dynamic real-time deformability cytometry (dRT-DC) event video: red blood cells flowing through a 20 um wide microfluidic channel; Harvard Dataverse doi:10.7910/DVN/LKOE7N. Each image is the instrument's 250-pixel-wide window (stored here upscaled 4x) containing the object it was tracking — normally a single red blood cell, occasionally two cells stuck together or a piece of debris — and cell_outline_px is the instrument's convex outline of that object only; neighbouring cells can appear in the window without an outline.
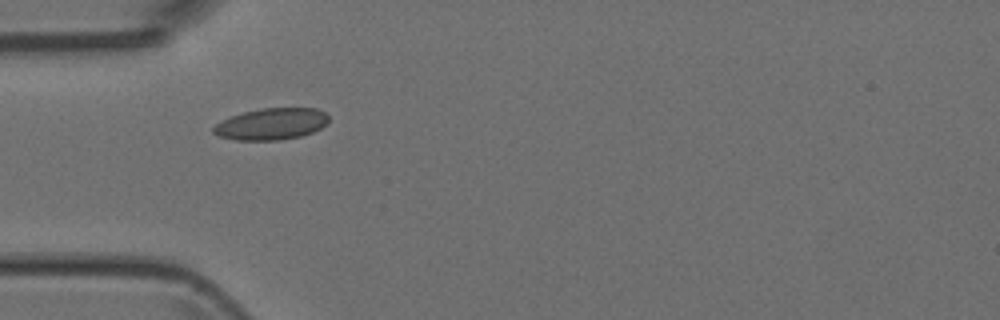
{"species": "Egyptian fruit bat (a non-hibernating species)", "species_latin": "Rousettus aegyptiacus", "temperature_condition": "room temperature", "stored_images_in_passage": 36, "camera_frame_rate_fps": 3000, "um_per_image_px": 0.085, "animal": {"sex": "female"}, "frame": {"image": 1, "passage_image": 1, "time_ms": 0.0, "image_size_px": [1000, 320], "cell_outline_px": [[328, 124], [312, 132], [300, 136], [280, 140], [236, 140], [220, 136], [212, 132], [212, 128], [216, 124], [232, 116], [244, 112], [260, 108], [316, 108], [324, 112], [328, 116]], "centroid_in_image_um": [23.08, 10.54], "position_along_channel_um": 61.9, "area_um2": 21.1}}
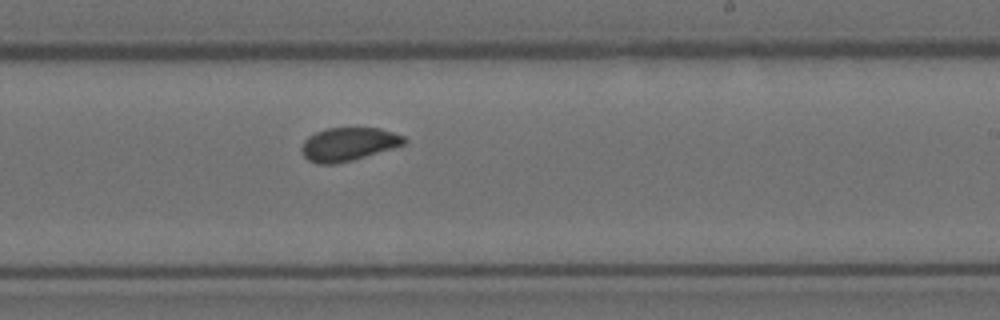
{"frame": {"image": 2, "passage_image": 16, "time_ms": 5.0, "image_size_px": [1000, 320], "cell_outline_px": [[408, 140], [404, 144], [392, 148], [352, 160], [336, 164], [316, 164], [308, 160], [304, 156], [300, 148], [304, 140], [308, 136], [316, 132], [328, 128], [380, 128], [404, 136]], "centroid_in_image_um": [29.59, 12.26], "position_along_channel_um": 259.4, "area_um2": 19.88}}
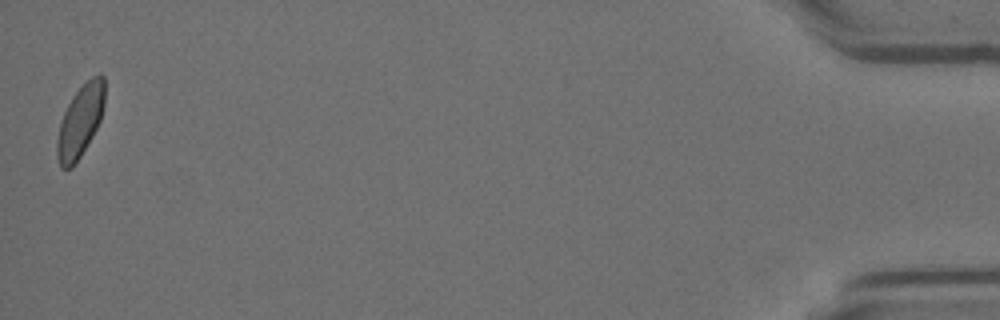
{"frame": {"image": 3, "passage_image": 36, "time_ms": 11.667, "image_size_px": [1000, 320], "cell_outline_px": [[104, 104], [100, 120], [92, 136], [80, 156], [72, 168], [60, 168], [56, 156], [56, 140], [60, 124], [64, 112], [72, 96], [92, 76], [104, 76]], "centroid_in_image_um": [6.79, 10.33], "position_along_channel_um": 428.4, "area_um2": 19.65}}